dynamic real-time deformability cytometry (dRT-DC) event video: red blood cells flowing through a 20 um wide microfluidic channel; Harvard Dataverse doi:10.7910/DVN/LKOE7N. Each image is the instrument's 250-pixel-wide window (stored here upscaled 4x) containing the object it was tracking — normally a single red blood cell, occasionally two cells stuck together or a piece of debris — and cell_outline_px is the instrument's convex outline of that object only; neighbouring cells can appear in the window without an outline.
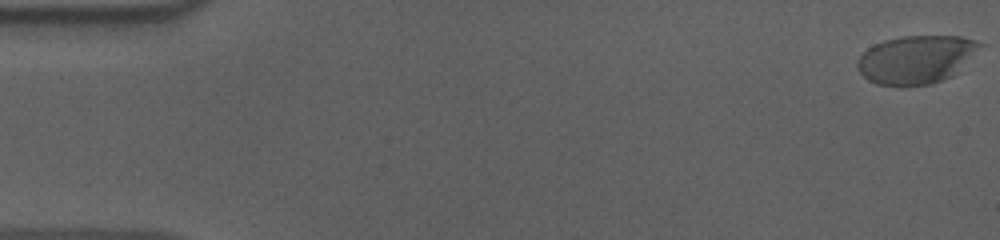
{"species": "human", "species_latin": "Homo sapiens", "temperature_condition": "cold", "stored_images_in_passage": 57, "camera_frame_rate_fps": 3000, "um_per_image_px": 0.085, "donor": {"sex": "male"}, "frame": {"image": 1, "passage_image": 1, "time_ms": 0.0, "image_size_px": [1000, 240], "cell_outline_px": [[984, 44], [952, 76], [928, 84], [876, 84], [868, 80], [856, 68], [856, 60], [868, 48], [884, 40], [900, 36], [960, 36], [976, 40]], "centroid_in_image_um": [77.85, 5.02], "position_along_channel_um": 7.1, "area_um2": 33.87}}
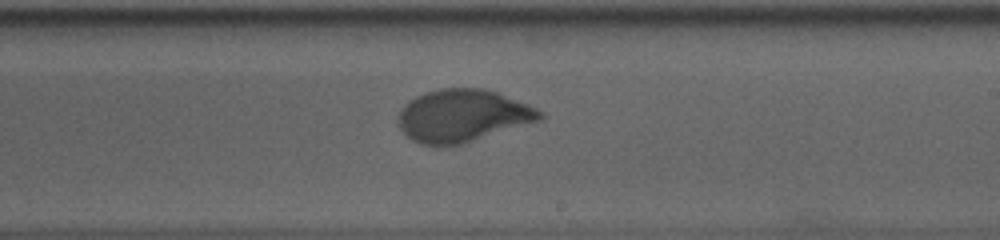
{"frame": {"image": 2, "passage_image": 34, "time_ms": 11.0, "image_size_px": [1000, 240], "cell_outline_px": [[544, 116], [540, 120], [460, 144], [420, 144], [412, 140], [400, 128], [400, 112], [404, 104], [416, 96], [424, 92], [440, 88], [484, 88], [496, 92], [528, 104], [544, 112]], "centroid_in_image_um": [39.34, 9.81], "position_along_channel_um": 249.7, "area_um2": 42.6}}
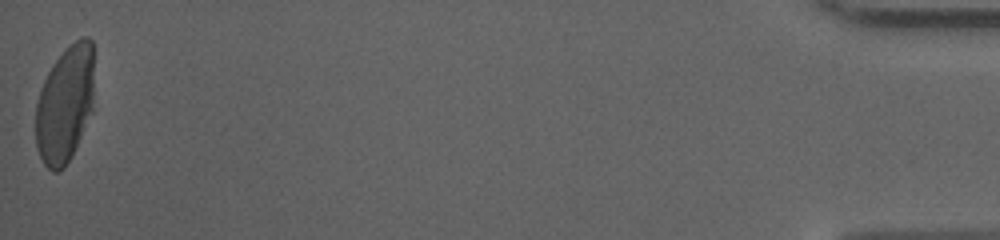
{"frame": {"image": 3, "passage_image": 57, "time_ms": 18.667, "image_size_px": [1000, 240], "cell_outline_px": [[92, 112], [72, 156], [64, 168], [60, 172], [52, 172], [44, 164], [36, 148], [36, 104], [40, 88], [52, 64], [76, 40], [84, 36], [88, 36], [92, 40]], "centroid_in_image_um": [5.5, 8.92], "position_along_channel_um": 429.7, "area_um2": 39.59}, "authors_computed_cell_mechanics": {"area_um2": 42.0206, "velocity_mm_per_s": 3.606, "shape_relaxation_time_tau1_ms": 4.1491, "shape_relaxation_time_tau2_ms": null, "deformation_change_tau1": 0.1882, "deformation_change_tau2": null}}